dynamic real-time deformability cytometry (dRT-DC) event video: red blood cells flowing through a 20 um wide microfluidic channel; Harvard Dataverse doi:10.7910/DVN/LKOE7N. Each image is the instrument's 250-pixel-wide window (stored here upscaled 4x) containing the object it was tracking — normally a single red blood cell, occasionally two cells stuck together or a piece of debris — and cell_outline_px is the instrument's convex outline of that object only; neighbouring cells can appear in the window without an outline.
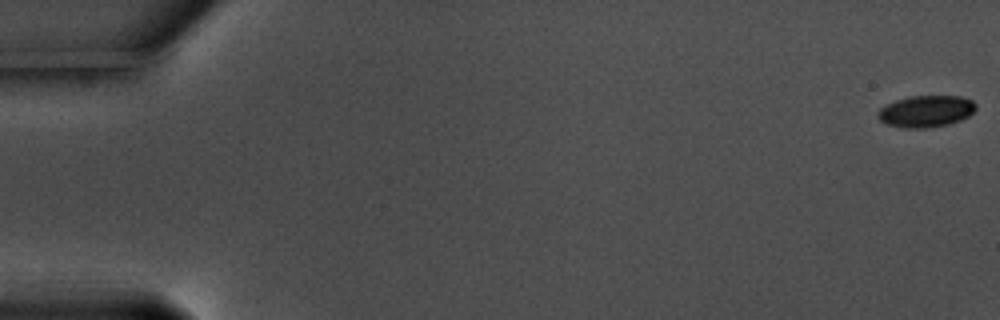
{"species": "common noctule bat (a hibernating species)", "species_latin": "Nyctalus noctula", "temperature_condition": "warm", "stored_images_in_passage": 59, "camera_frame_rate_fps": 3000, "um_per_image_px": 0.085, "animal": {"sex": "male", "body_mass_g": 17.5, "forearm_length_mm": 52.3}, "frame": {"image": 1, "passage_image": 1, "time_ms": 0.0, "image_size_px": [1000, 320], "cell_outline_px": [[976, 108], [968, 116], [960, 120], [948, 124], [928, 128], [900, 128], [888, 124], [880, 120], [876, 116], [876, 112], [880, 108], [896, 100], [908, 96], [960, 96], [972, 100], [976, 104]], "centroid_in_image_um": [78.69, 9.46], "position_along_channel_um": 6.3, "area_um2": 18.15}}
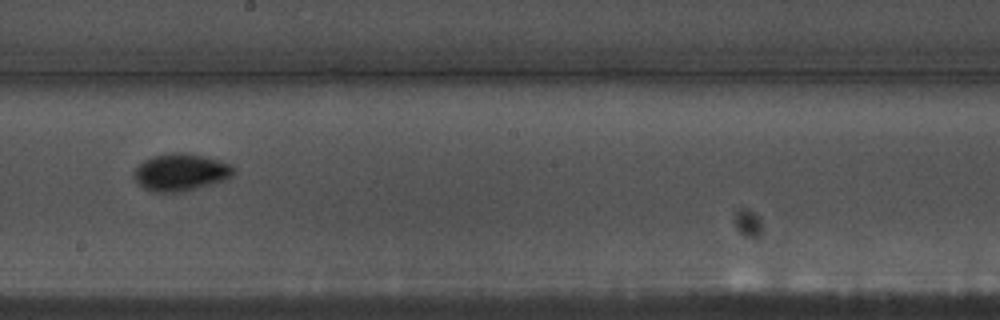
{"frame": {"image": 2, "passage_image": 34, "time_ms": 11.0, "image_size_px": [1000, 320], "cell_outline_px": [[236, 172], [228, 180], [184, 192], [152, 192], [144, 188], [132, 176], [132, 172], [144, 160], [152, 156], [172, 152], [184, 152], [204, 156], [220, 160], [232, 164], [236, 168]], "centroid_in_image_um": [15.41, 14.64], "position_along_channel_um": 232.8, "area_um2": 22.14}}
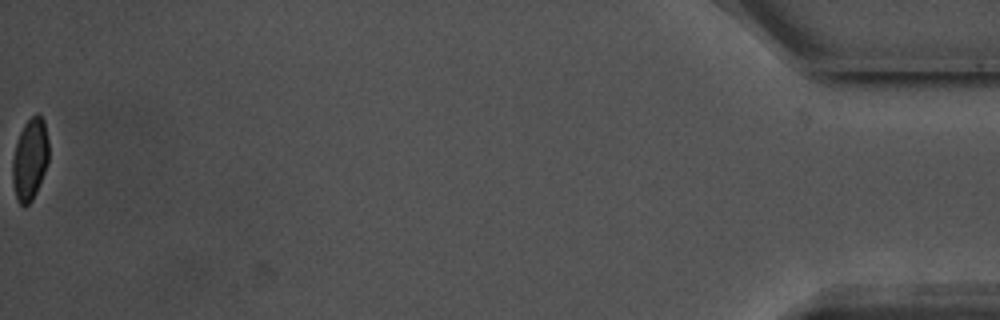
{"frame": {"image": 3, "passage_image": 59, "time_ms": 19.333, "image_size_px": [1000, 320], "cell_outline_px": [[48, 164], [36, 192], [32, 200], [24, 208], [16, 200], [12, 184], [12, 156], [20, 132], [24, 124], [36, 112], [40, 112], [44, 120], [48, 140]], "centroid_in_image_um": [2.53, 13.54], "position_along_channel_um": 432.7, "area_um2": 17.63}, "authors_computed_cell_mechanics": {"area_um2": 18.785, "velocity_mm_per_s": 3.583, "shape_relaxation_time_tau1_ms": 3.2413, "shape_relaxation_time_tau2_ms": 1.8102, "deformation_change_tau1": 0.1098, "deformation_change_tau2": 0.0374}}